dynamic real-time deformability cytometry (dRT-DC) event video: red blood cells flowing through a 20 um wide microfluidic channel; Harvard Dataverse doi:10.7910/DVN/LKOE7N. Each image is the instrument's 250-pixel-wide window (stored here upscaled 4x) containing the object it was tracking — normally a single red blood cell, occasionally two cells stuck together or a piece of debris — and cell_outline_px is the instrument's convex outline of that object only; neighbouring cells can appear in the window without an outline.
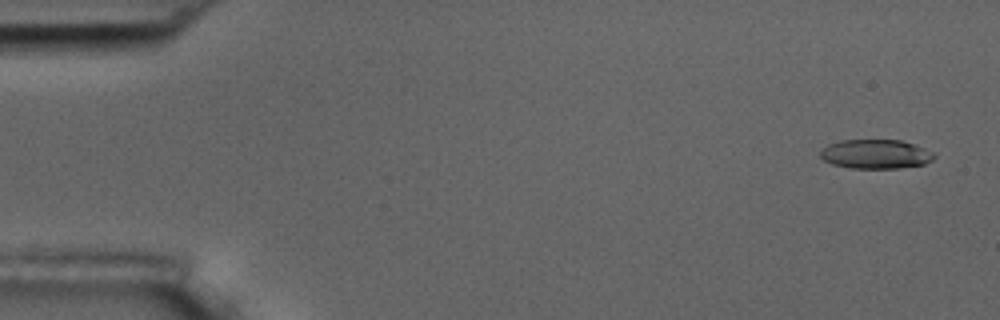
{"species": "common noctule bat (a hibernating species)", "species_latin": "Nyctalus noctula", "temperature_condition": "room temperature", "stored_images_in_passage": 5, "camera_frame_rate_fps": 3000, "um_per_image_px": 0.085, "animal": {"sex": "male", "body_mass_g": 17.5, "forearm_length_mm": 52.3}, "frame": {"image": 1, "passage_image": 1, "time_ms": 0.0, "image_size_px": [1000, 320], "cell_outline_px": [[936, 156], [932, 160], [924, 164], [900, 168], [848, 168], [832, 164], [824, 160], [820, 156], [820, 148], [828, 144], [840, 140], [900, 140], [916, 144], [932, 152]], "centroid_in_image_um": [74.41, 13.09], "position_along_channel_um": 10.6, "area_um2": 19.54}}
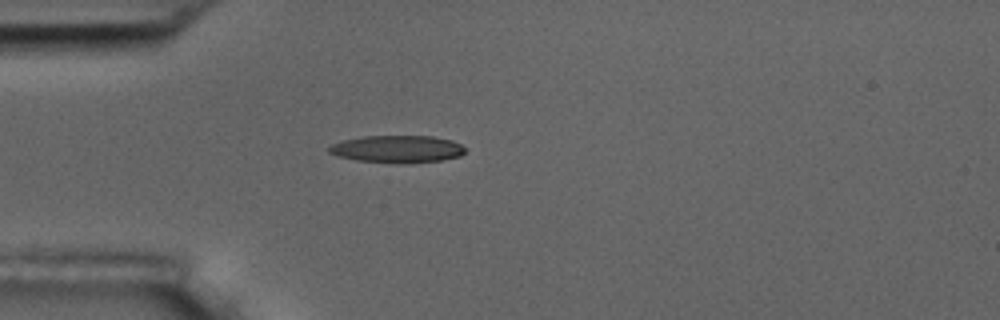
{"frame": {"image": 2, "passage_image": 4, "time_ms": 4.333, "image_size_px": [1000, 320], "cell_outline_px": [[464, 152], [460, 156], [444, 160], [404, 164], [356, 160], [336, 156], [328, 152], [328, 148], [332, 144], [344, 140], [364, 136], [432, 136], [452, 140], [460, 144], [464, 148]], "centroid_in_image_um": [33.77, 12.68], "position_along_channel_um": 51.2, "area_um2": 21.79}}